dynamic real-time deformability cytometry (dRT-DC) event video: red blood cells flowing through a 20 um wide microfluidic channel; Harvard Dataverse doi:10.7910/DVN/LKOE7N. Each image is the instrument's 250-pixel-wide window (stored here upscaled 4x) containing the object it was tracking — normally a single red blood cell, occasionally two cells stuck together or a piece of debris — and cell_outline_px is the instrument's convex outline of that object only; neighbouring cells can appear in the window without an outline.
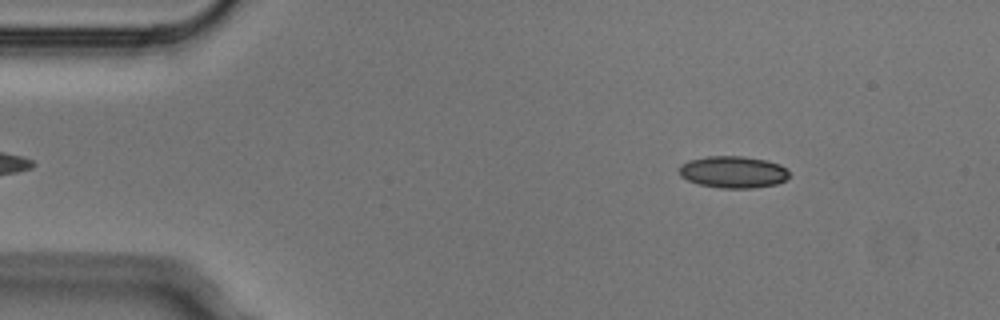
{"species": "Egyptian fruit bat (a non-hibernating species)", "species_latin": "Rousettus aegyptiacus", "temperature_condition": "cold", "stored_images_in_passage": 2, "camera_frame_rate_fps": 3000, "um_per_image_px": 0.085, "animal": {"sex": "male"}, "frame": {"image": 1, "passage_image": 2, "time_ms": 0.333, "image_size_px": [1000, 320], "cell_outline_px": [[788, 176], [784, 180], [776, 184], [752, 188], [720, 188], [700, 184], [688, 180], [680, 176], [680, 164], [688, 160], [708, 156], [740, 156], [764, 160], [780, 164], [788, 172]], "centroid_in_image_um": [62.28, 14.62], "position_along_channel_um": 22.7, "area_um2": 20.23}}